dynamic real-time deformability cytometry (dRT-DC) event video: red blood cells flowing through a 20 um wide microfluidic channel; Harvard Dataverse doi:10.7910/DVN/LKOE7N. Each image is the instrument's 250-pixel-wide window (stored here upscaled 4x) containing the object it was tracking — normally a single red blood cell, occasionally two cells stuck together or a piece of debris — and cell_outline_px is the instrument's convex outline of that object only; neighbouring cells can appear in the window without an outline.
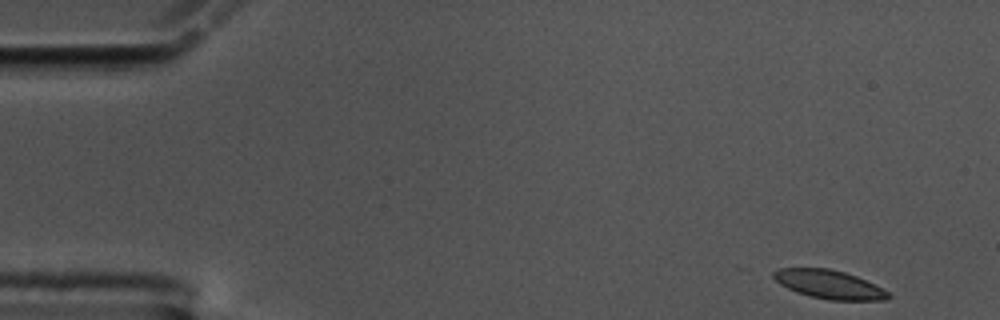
{"species": "common noctule bat (a hibernating species)", "species_latin": "Nyctalus noctula", "temperature_condition": "cold", "stored_images_in_passage": 54, "camera_frame_rate_fps": 3000, "um_per_image_px": 0.085, "animal": {"sex": "male", "body_mass_g": 17.5, "forearm_length_mm": 52.3}, "frame": {"image": 1, "passage_image": 1, "time_ms": 0.0, "image_size_px": [1000, 320], "cell_outline_px": [[892, 296], [884, 300], [828, 300], [796, 292], [780, 284], [772, 276], [772, 272], [780, 268], [828, 268], [844, 272], [856, 276], [888, 292]], "centroid_in_image_um": [70.44, 24.17], "position_along_channel_um": 14.6, "area_um2": 18.84}}
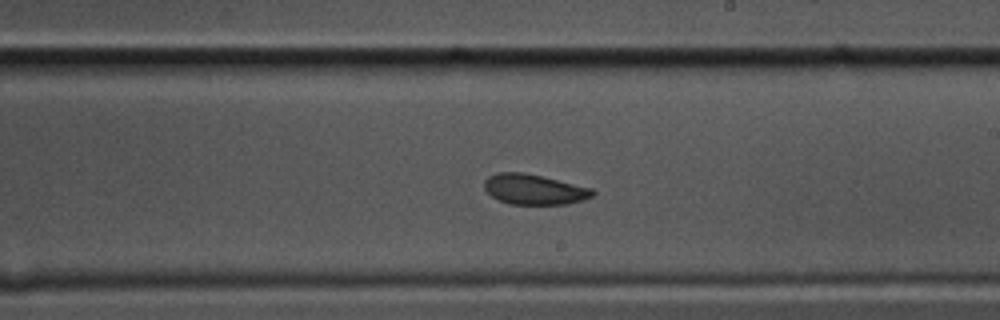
{"frame": {"image": 2, "passage_image": 30, "time_ms": 9.667, "image_size_px": [1000, 320], "cell_outline_px": [[596, 192], [592, 196], [568, 204], [508, 204], [492, 196], [484, 188], [484, 180], [488, 176], [496, 172], [524, 172], [544, 176], [592, 188]], "centroid_in_image_um": [45.39, 16.08], "position_along_channel_um": 243.6, "area_um2": 19.19}}
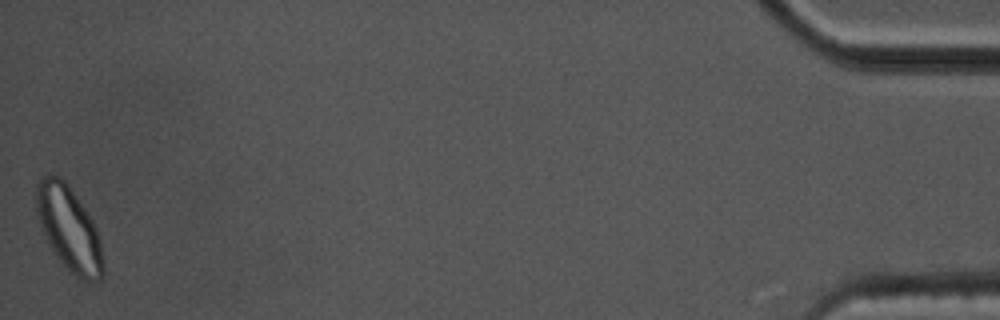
{"frame": {"image": 3, "passage_image": 54, "time_ms": 17.667, "image_size_px": [1000, 320], "cell_outline_px": [[104, 276], [100, 280], [84, 280], [76, 276], [60, 264], [52, 252], [44, 236], [36, 212], [36, 184], [44, 176], [60, 176], [68, 184], [92, 220], [96, 228], [100, 240], [104, 264]], "centroid_in_image_um": [5.86, 19.47], "position_along_channel_um": 429.3, "area_um2": 32.95}, "authors_computed_cell_mechanics": {"area_um2": 19.7676, "velocity_mm_per_s": 3.5114, "shape_relaxation_time_tau1_ms": null, "shape_relaxation_time_tau2_ms": 2.5575, "deformation_change_tau1": null, "deformation_change_tau2": 0.0586}}